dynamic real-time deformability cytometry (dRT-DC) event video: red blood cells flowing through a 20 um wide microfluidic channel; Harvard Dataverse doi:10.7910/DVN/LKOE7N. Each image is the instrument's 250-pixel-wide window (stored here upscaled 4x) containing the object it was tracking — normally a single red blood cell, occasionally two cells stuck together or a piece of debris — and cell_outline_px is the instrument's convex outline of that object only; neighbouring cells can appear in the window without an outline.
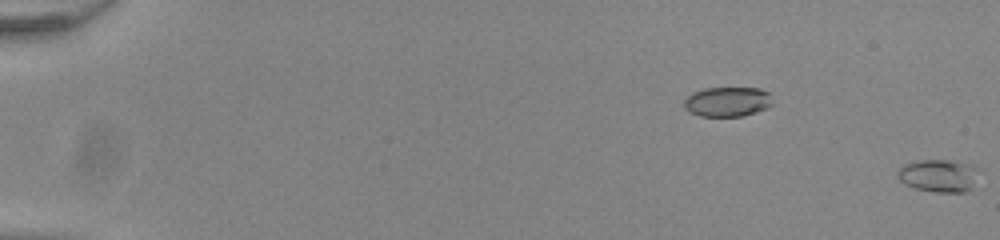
{"species": "common noctule bat (a hibernating species)", "species_latin": "Nyctalus noctula", "temperature_condition": "room temperature", "stored_images_in_passage": 9, "segment_of_instrument_passage": [2, 2], "camera_frame_rate_fps": 3000, "um_per_image_px": 0.085, "animal": {"sex": "male", "body_mass_g": 20.0, "forearm_length_mm": 53.3}, "frame": {"image": 1, "passage_image": 9, "time_ms": 2.667, "image_size_px": [1000, 240], "cell_outline_px": [[984, 168], [972, 188], [964, 192], [936, 192], [916, 188], [904, 184], [896, 176], [896, 172], [904, 164], [916, 160], [948, 160], [972, 164]], "centroid_in_image_um": [79.87, 14.91], "position_along_channel_um": 5.1, "area_um2": 16.01}}